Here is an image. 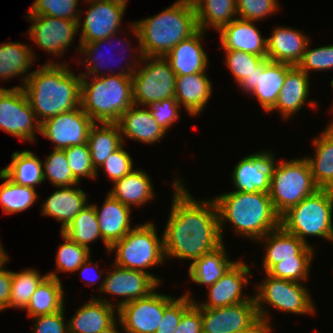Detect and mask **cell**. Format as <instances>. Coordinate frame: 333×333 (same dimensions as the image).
<instances>
[{"instance_id":"6da1fadb","label":"cell","mask_w":333,"mask_h":333,"mask_svg":"<svg viewBox=\"0 0 333 333\" xmlns=\"http://www.w3.org/2000/svg\"><path fill=\"white\" fill-rule=\"evenodd\" d=\"M172 185V207L161 235L164 256L193 263L224 242L220 236L217 207L211 198L194 199L182 180L176 179Z\"/></svg>"},{"instance_id":"7a4b0ae2","label":"cell","mask_w":333,"mask_h":333,"mask_svg":"<svg viewBox=\"0 0 333 333\" xmlns=\"http://www.w3.org/2000/svg\"><path fill=\"white\" fill-rule=\"evenodd\" d=\"M68 66L47 61L32 71L22 87L40 123L80 107L81 75H75Z\"/></svg>"},{"instance_id":"3957f363","label":"cell","mask_w":333,"mask_h":333,"mask_svg":"<svg viewBox=\"0 0 333 333\" xmlns=\"http://www.w3.org/2000/svg\"><path fill=\"white\" fill-rule=\"evenodd\" d=\"M129 50H134V54L139 51L138 56L126 68L122 67L121 72L113 74V69H109L110 75L101 72L100 77H92L93 81L81 76L80 107L95 123H117L134 104L132 75L141 64L143 53L139 47Z\"/></svg>"},{"instance_id":"277c9868","label":"cell","mask_w":333,"mask_h":333,"mask_svg":"<svg viewBox=\"0 0 333 333\" xmlns=\"http://www.w3.org/2000/svg\"><path fill=\"white\" fill-rule=\"evenodd\" d=\"M143 56L165 57L199 28L192 0H177L160 13L130 24Z\"/></svg>"},{"instance_id":"5b68a950","label":"cell","mask_w":333,"mask_h":333,"mask_svg":"<svg viewBox=\"0 0 333 333\" xmlns=\"http://www.w3.org/2000/svg\"><path fill=\"white\" fill-rule=\"evenodd\" d=\"M216 204L219 231L223 241V228L229 222L238 236L256 242L280 226L269 193L231 191L212 198Z\"/></svg>"},{"instance_id":"8992f818","label":"cell","mask_w":333,"mask_h":333,"mask_svg":"<svg viewBox=\"0 0 333 333\" xmlns=\"http://www.w3.org/2000/svg\"><path fill=\"white\" fill-rule=\"evenodd\" d=\"M332 221L333 189L319 188L280 217V225L305 243L308 236L333 243Z\"/></svg>"},{"instance_id":"52a82bcc","label":"cell","mask_w":333,"mask_h":333,"mask_svg":"<svg viewBox=\"0 0 333 333\" xmlns=\"http://www.w3.org/2000/svg\"><path fill=\"white\" fill-rule=\"evenodd\" d=\"M155 226L151 221L135 226L124 238L114 243L109 252L116 251L115 265L148 273L161 285V279L146 270L166 261L163 238H159Z\"/></svg>"},{"instance_id":"ba28073f","label":"cell","mask_w":333,"mask_h":333,"mask_svg":"<svg viewBox=\"0 0 333 333\" xmlns=\"http://www.w3.org/2000/svg\"><path fill=\"white\" fill-rule=\"evenodd\" d=\"M263 281L257 283L255 301L258 317L265 330L271 333L270 318L265 305L292 314H315V306L303 283L272 277L265 273Z\"/></svg>"},{"instance_id":"9c48e42d","label":"cell","mask_w":333,"mask_h":333,"mask_svg":"<svg viewBox=\"0 0 333 333\" xmlns=\"http://www.w3.org/2000/svg\"><path fill=\"white\" fill-rule=\"evenodd\" d=\"M318 189L307 160L304 157L292 158L278 162L271 178L269 196L276 213L281 217Z\"/></svg>"},{"instance_id":"30bf717a","label":"cell","mask_w":333,"mask_h":333,"mask_svg":"<svg viewBox=\"0 0 333 333\" xmlns=\"http://www.w3.org/2000/svg\"><path fill=\"white\" fill-rule=\"evenodd\" d=\"M132 75L134 105L146 106L166 98H175L176 74L165 57L143 56Z\"/></svg>"},{"instance_id":"8fae6325","label":"cell","mask_w":333,"mask_h":333,"mask_svg":"<svg viewBox=\"0 0 333 333\" xmlns=\"http://www.w3.org/2000/svg\"><path fill=\"white\" fill-rule=\"evenodd\" d=\"M40 127L23 89L0 87V130L33 143Z\"/></svg>"},{"instance_id":"7c38bea8","label":"cell","mask_w":333,"mask_h":333,"mask_svg":"<svg viewBox=\"0 0 333 333\" xmlns=\"http://www.w3.org/2000/svg\"><path fill=\"white\" fill-rule=\"evenodd\" d=\"M203 333L266 331L257 313L255 297L235 305L201 308Z\"/></svg>"},{"instance_id":"4fadbf2b","label":"cell","mask_w":333,"mask_h":333,"mask_svg":"<svg viewBox=\"0 0 333 333\" xmlns=\"http://www.w3.org/2000/svg\"><path fill=\"white\" fill-rule=\"evenodd\" d=\"M174 296L157 293L155 290L147 297L132 300L118 308V324L125 333H155L165 307Z\"/></svg>"},{"instance_id":"5bb4252c","label":"cell","mask_w":333,"mask_h":333,"mask_svg":"<svg viewBox=\"0 0 333 333\" xmlns=\"http://www.w3.org/2000/svg\"><path fill=\"white\" fill-rule=\"evenodd\" d=\"M89 3L88 10L85 11L86 17L84 22L78 21L80 45L84 43L94 42L109 38L113 34H117L122 23V17L127 9V2L118 0H85ZM82 24V29H80Z\"/></svg>"},{"instance_id":"9a60e30c","label":"cell","mask_w":333,"mask_h":333,"mask_svg":"<svg viewBox=\"0 0 333 333\" xmlns=\"http://www.w3.org/2000/svg\"><path fill=\"white\" fill-rule=\"evenodd\" d=\"M25 18L32 24L28 29V38L42 50L59 58L71 46L75 35L79 32L77 21L54 18L47 15H27Z\"/></svg>"},{"instance_id":"2e32d148","label":"cell","mask_w":333,"mask_h":333,"mask_svg":"<svg viewBox=\"0 0 333 333\" xmlns=\"http://www.w3.org/2000/svg\"><path fill=\"white\" fill-rule=\"evenodd\" d=\"M95 122L81 107L60 113L41 123L40 134L54 143V149L86 144Z\"/></svg>"},{"instance_id":"e0dca14e","label":"cell","mask_w":333,"mask_h":333,"mask_svg":"<svg viewBox=\"0 0 333 333\" xmlns=\"http://www.w3.org/2000/svg\"><path fill=\"white\" fill-rule=\"evenodd\" d=\"M271 150L253 153L242 158L233 168L234 190L244 193L270 191L271 178L278 164Z\"/></svg>"},{"instance_id":"ac0fdd59","label":"cell","mask_w":333,"mask_h":333,"mask_svg":"<svg viewBox=\"0 0 333 333\" xmlns=\"http://www.w3.org/2000/svg\"><path fill=\"white\" fill-rule=\"evenodd\" d=\"M113 267L114 270H110L104 276L98 291L122 297L115 304L117 309L132 300L147 297L157 287H160L148 273L115 264Z\"/></svg>"},{"instance_id":"d6986e66","label":"cell","mask_w":333,"mask_h":333,"mask_svg":"<svg viewBox=\"0 0 333 333\" xmlns=\"http://www.w3.org/2000/svg\"><path fill=\"white\" fill-rule=\"evenodd\" d=\"M293 65L273 62L265 58L256 71L246 78L239 87L255 96L262 109L269 112L276 104L279 92L284 85L287 72Z\"/></svg>"},{"instance_id":"ffe728a7","label":"cell","mask_w":333,"mask_h":333,"mask_svg":"<svg viewBox=\"0 0 333 333\" xmlns=\"http://www.w3.org/2000/svg\"><path fill=\"white\" fill-rule=\"evenodd\" d=\"M249 276L253 277L248 264L241 259L236 260L216 283L207 287L209 293L206 301L200 303L195 300V304L200 308H218L251 300L254 294L246 296L242 293L243 288L249 284Z\"/></svg>"},{"instance_id":"44dd1931","label":"cell","mask_w":333,"mask_h":333,"mask_svg":"<svg viewBox=\"0 0 333 333\" xmlns=\"http://www.w3.org/2000/svg\"><path fill=\"white\" fill-rule=\"evenodd\" d=\"M264 243L263 272L267 273L275 264L288 259H313L314 248L309 243L287 232L281 225L267 233L257 242Z\"/></svg>"},{"instance_id":"7402d4cb","label":"cell","mask_w":333,"mask_h":333,"mask_svg":"<svg viewBox=\"0 0 333 333\" xmlns=\"http://www.w3.org/2000/svg\"><path fill=\"white\" fill-rule=\"evenodd\" d=\"M255 21L236 18L221 28L220 44L224 51H244L267 58V38H263Z\"/></svg>"},{"instance_id":"603a6c76","label":"cell","mask_w":333,"mask_h":333,"mask_svg":"<svg viewBox=\"0 0 333 333\" xmlns=\"http://www.w3.org/2000/svg\"><path fill=\"white\" fill-rule=\"evenodd\" d=\"M106 298L97 297L85 302L68 321L69 332L102 333L118 320V309ZM116 314V315H115ZM116 319V320H115Z\"/></svg>"},{"instance_id":"cb8c5ba5","label":"cell","mask_w":333,"mask_h":333,"mask_svg":"<svg viewBox=\"0 0 333 333\" xmlns=\"http://www.w3.org/2000/svg\"><path fill=\"white\" fill-rule=\"evenodd\" d=\"M105 198L101 208L95 204L92 205L99 222L102 241L109 251L114 243L124 238L134 227L131 225V208L122 204L109 193Z\"/></svg>"},{"instance_id":"d4e9b609","label":"cell","mask_w":333,"mask_h":333,"mask_svg":"<svg viewBox=\"0 0 333 333\" xmlns=\"http://www.w3.org/2000/svg\"><path fill=\"white\" fill-rule=\"evenodd\" d=\"M205 31L198 30L188 39L179 42L165 56L176 76L207 72L209 59L202 47Z\"/></svg>"},{"instance_id":"484cf974","label":"cell","mask_w":333,"mask_h":333,"mask_svg":"<svg viewBox=\"0 0 333 333\" xmlns=\"http://www.w3.org/2000/svg\"><path fill=\"white\" fill-rule=\"evenodd\" d=\"M271 34L267 38V58L273 62L297 66L310 42L307 34L284 26L274 27Z\"/></svg>"},{"instance_id":"4316f807","label":"cell","mask_w":333,"mask_h":333,"mask_svg":"<svg viewBox=\"0 0 333 333\" xmlns=\"http://www.w3.org/2000/svg\"><path fill=\"white\" fill-rule=\"evenodd\" d=\"M137 107V105L133 104L121 115L117 122L120 127L123 144L126 137L149 145L164 138L167 132L157 124L146 106L145 108L144 106L143 108Z\"/></svg>"},{"instance_id":"83f0119b","label":"cell","mask_w":333,"mask_h":333,"mask_svg":"<svg viewBox=\"0 0 333 333\" xmlns=\"http://www.w3.org/2000/svg\"><path fill=\"white\" fill-rule=\"evenodd\" d=\"M75 185L58 187L41 205L43 216L53 217L61 222V231L87 205V195Z\"/></svg>"},{"instance_id":"f1b7e54d","label":"cell","mask_w":333,"mask_h":333,"mask_svg":"<svg viewBox=\"0 0 333 333\" xmlns=\"http://www.w3.org/2000/svg\"><path fill=\"white\" fill-rule=\"evenodd\" d=\"M212 94V83L206 72L177 76L175 99L192 117L203 112Z\"/></svg>"},{"instance_id":"f546056e","label":"cell","mask_w":333,"mask_h":333,"mask_svg":"<svg viewBox=\"0 0 333 333\" xmlns=\"http://www.w3.org/2000/svg\"><path fill=\"white\" fill-rule=\"evenodd\" d=\"M309 80L308 74L293 66L286 74L275 106L268 113L278 110L284 120L292 118L291 116L299 112L308 101Z\"/></svg>"},{"instance_id":"4dcf8cb0","label":"cell","mask_w":333,"mask_h":333,"mask_svg":"<svg viewBox=\"0 0 333 333\" xmlns=\"http://www.w3.org/2000/svg\"><path fill=\"white\" fill-rule=\"evenodd\" d=\"M151 181L146 172L137 168L113 182V188L108 193L129 208L142 207L155 197L154 185Z\"/></svg>"},{"instance_id":"1f68e13d","label":"cell","mask_w":333,"mask_h":333,"mask_svg":"<svg viewBox=\"0 0 333 333\" xmlns=\"http://www.w3.org/2000/svg\"><path fill=\"white\" fill-rule=\"evenodd\" d=\"M313 140L315 155L307 160L315 184L320 189H333V120Z\"/></svg>"},{"instance_id":"d6a6232c","label":"cell","mask_w":333,"mask_h":333,"mask_svg":"<svg viewBox=\"0 0 333 333\" xmlns=\"http://www.w3.org/2000/svg\"><path fill=\"white\" fill-rule=\"evenodd\" d=\"M37 56L30 46L21 42H6L0 45V80L7 81L17 76L22 77L23 84L12 88H22L27 78L32 73L29 72ZM32 64V65H31Z\"/></svg>"},{"instance_id":"836d02e7","label":"cell","mask_w":333,"mask_h":333,"mask_svg":"<svg viewBox=\"0 0 333 333\" xmlns=\"http://www.w3.org/2000/svg\"><path fill=\"white\" fill-rule=\"evenodd\" d=\"M37 287L27 305V315L36 317L50 315L65 309L64 290L57 272L51 271Z\"/></svg>"},{"instance_id":"e575fe53","label":"cell","mask_w":333,"mask_h":333,"mask_svg":"<svg viewBox=\"0 0 333 333\" xmlns=\"http://www.w3.org/2000/svg\"><path fill=\"white\" fill-rule=\"evenodd\" d=\"M87 144L92 164L97 171V178L99 167L123 144L119 125L117 123H95L90 128Z\"/></svg>"},{"instance_id":"d590c367","label":"cell","mask_w":333,"mask_h":333,"mask_svg":"<svg viewBox=\"0 0 333 333\" xmlns=\"http://www.w3.org/2000/svg\"><path fill=\"white\" fill-rule=\"evenodd\" d=\"M235 262L229 259L223 242L215 250L190 263L188 275L192 282L209 287L216 283Z\"/></svg>"},{"instance_id":"8d00e7d4","label":"cell","mask_w":333,"mask_h":333,"mask_svg":"<svg viewBox=\"0 0 333 333\" xmlns=\"http://www.w3.org/2000/svg\"><path fill=\"white\" fill-rule=\"evenodd\" d=\"M11 159L1 171L14 183L35 188L44 182L42 160L33 151H15Z\"/></svg>"},{"instance_id":"74e56055","label":"cell","mask_w":333,"mask_h":333,"mask_svg":"<svg viewBox=\"0 0 333 333\" xmlns=\"http://www.w3.org/2000/svg\"><path fill=\"white\" fill-rule=\"evenodd\" d=\"M197 25L205 31L209 26L219 31L237 18L236 0H192Z\"/></svg>"},{"instance_id":"f35d334b","label":"cell","mask_w":333,"mask_h":333,"mask_svg":"<svg viewBox=\"0 0 333 333\" xmlns=\"http://www.w3.org/2000/svg\"><path fill=\"white\" fill-rule=\"evenodd\" d=\"M0 179L5 180L0 185V205L5 214L24 212L38 200L39 196L34 187L16 184L2 171Z\"/></svg>"},{"instance_id":"ab89813d","label":"cell","mask_w":333,"mask_h":333,"mask_svg":"<svg viewBox=\"0 0 333 333\" xmlns=\"http://www.w3.org/2000/svg\"><path fill=\"white\" fill-rule=\"evenodd\" d=\"M60 232L68 236L77 244L91 250V247L89 246L91 242L96 241L98 238L102 240L94 206L92 204H87L67 225V227Z\"/></svg>"},{"instance_id":"60d3db41","label":"cell","mask_w":333,"mask_h":333,"mask_svg":"<svg viewBox=\"0 0 333 333\" xmlns=\"http://www.w3.org/2000/svg\"><path fill=\"white\" fill-rule=\"evenodd\" d=\"M48 274L41 275L33 268L12 272L11 294L8 308L26 309L31 296Z\"/></svg>"},{"instance_id":"b9f144b4","label":"cell","mask_w":333,"mask_h":333,"mask_svg":"<svg viewBox=\"0 0 333 333\" xmlns=\"http://www.w3.org/2000/svg\"><path fill=\"white\" fill-rule=\"evenodd\" d=\"M51 152L42 161L44 181L48 179L56 187L77 186L80 182L73 176L64 150L53 149Z\"/></svg>"},{"instance_id":"7bdbcfd3","label":"cell","mask_w":333,"mask_h":333,"mask_svg":"<svg viewBox=\"0 0 333 333\" xmlns=\"http://www.w3.org/2000/svg\"><path fill=\"white\" fill-rule=\"evenodd\" d=\"M64 243L60 244L56 254L57 272H76V270L91 257L90 249L72 241L61 232Z\"/></svg>"},{"instance_id":"ee69618b","label":"cell","mask_w":333,"mask_h":333,"mask_svg":"<svg viewBox=\"0 0 333 333\" xmlns=\"http://www.w3.org/2000/svg\"><path fill=\"white\" fill-rule=\"evenodd\" d=\"M78 2L79 0H34L27 14L47 15L78 22L81 19V14H83L77 8Z\"/></svg>"},{"instance_id":"f6af8a7d","label":"cell","mask_w":333,"mask_h":333,"mask_svg":"<svg viewBox=\"0 0 333 333\" xmlns=\"http://www.w3.org/2000/svg\"><path fill=\"white\" fill-rule=\"evenodd\" d=\"M265 58L258 55H253L246 53L244 51H225V63L231 74L235 78L237 85H240L246 78L251 76L255 71L257 66Z\"/></svg>"},{"instance_id":"bcb514c9","label":"cell","mask_w":333,"mask_h":333,"mask_svg":"<svg viewBox=\"0 0 333 333\" xmlns=\"http://www.w3.org/2000/svg\"><path fill=\"white\" fill-rule=\"evenodd\" d=\"M73 176L80 182L81 178L96 179V170L91 161L88 144L70 146L63 149ZM83 176V177H82Z\"/></svg>"},{"instance_id":"7dc6e473","label":"cell","mask_w":333,"mask_h":333,"mask_svg":"<svg viewBox=\"0 0 333 333\" xmlns=\"http://www.w3.org/2000/svg\"><path fill=\"white\" fill-rule=\"evenodd\" d=\"M190 292L174 298L164 309V314L155 333H174L182 315L194 304Z\"/></svg>"},{"instance_id":"c3c4849f","label":"cell","mask_w":333,"mask_h":333,"mask_svg":"<svg viewBox=\"0 0 333 333\" xmlns=\"http://www.w3.org/2000/svg\"><path fill=\"white\" fill-rule=\"evenodd\" d=\"M310 42L308 43L301 61L297 67L309 75V72L328 71L333 69V45L320 46L311 49ZM309 47V48H308Z\"/></svg>"},{"instance_id":"681fc988","label":"cell","mask_w":333,"mask_h":333,"mask_svg":"<svg viewBox=\"0 0 333 333\" xmlns=\"http://www.w3.org/2000/svg\"><path fill=\"white\" fill-rule=\"evenodd\" d=\"M312 259H288L275 264L267 274L295 282L305 283L309 278Z\"/></svg>"},{"instance_id":"f907efd6","label":"cell","mask_w":333,"mask_h":333,"mask_svg":"<svg viewBox=\"0 0 333 333\" xmlns=\"http://www.w3.org/2000/svg\"><path fill=\"white\" fill-rule=\"evenodd\" d=\"M116 35L117 34H113L109 38L98 40V41H94V42L84 43L83 45H80V51H79V53L81 54L80 56H82V57L84 56L85 58H87L86 61H85L86 63H84V65L86 66L85 69L87 71L85 73H83V74L81 73L80 74L81 76L100 77L102 75V74H100V71L103 70L102 68L104 67L103 65L105 64L103 60H105V59H101V57L103 56V54L100 53L101 52L100 48L103 45L105 46L108 43V41H110L113 38L117 37ZM116 41L119 44L123 43V42L118 41V40H116ZM121 47H122V49L124 48V46H121ZM101 49H103V48H101ZM122 51L124 53V50H122ZM123 59H124V57H123ZM102 62H103V64H102ZM100 65H101V67H100ZM119 67L121 68L120 65H119Z\"/></svg>"},{"instance_id":"816d5d0a","label":"cell","mask_w":333,"mask_h":333,"mask_svg":"<svg viewBox=\"0 0 333 333\" xmlns=\"http://www.w3.org/2000/svg\"><path fill=\"white\" fill-rule=\"evenodd\" d=\"M277 0H236L237 17L260 21L276 13L280 7Z\"/></svg>"},{"instance_id":"f5cc1de1","label":"cell","mask_w":333,"mask_h":333,"mask_svg":"<svg viewBox=\"0 0 333 333\" xmlns=\"http://www.w3.org/2000/svg\"><path fill=\"white\" fill-rule=\"evenodd\" d=\"M146 108L150 111L158 125L166 132L180 118V104L175 98H166L159 102L149 103Z\"/></svg>"},{"instance_id":"db71d44e","label":"cell","mask_w":333,"mask_h":333,"mask_svg":"<svg viewBox=\"0 0 333 333\" xmlns=\"http://www.w3.org/2000/svg\"><path fill=\"white\" fill-rule=\"evenodd\" d=\"M101 168L105 170L108 178L115 182L130 174L133 169V160L130 154L123 148V144L104 161Z\"/></svg>"},{"instance_id":"11a10c76","label":"cell","mask_w":333,"mask_h":333,"mask_svg":"<svg viewBox=\"0 0 333 333\" xmlns=\"http://www.w3.org/2000/svg\"><path fill=\"white\" fill-rule=\"evenodd\" d=\"M65 309L50 315L34 317L33 333H68V324H65Z\"/></svg>"},{"instance_id":"9f6ffc18","label":"cell","mask_w":333,"mask_h":333,"mask_svg":"<svg viewBox=\"0 0 333 333\" xmlns=\"http://www.w3.org/2000/svg\"><path fill=\"white\" fill-rule=\"evenodd\" d=\"M174 333H203L201 308L194 304L182 315Z\"/></svg>"},{"instance_id":"6f0895ef","label":"cell","mask_w":333,"mask_h":333,"mask_svg":"<svg viewBox=\"0 0 333 333\" xmlns=\"http://www.w3.org/2000/svg\"><path fill=\"white\" fill-rule=\"evenodd\" d=\"M5 264L0 267V308L8 309L11 294L12 271L4 268Z\"/></svg>"},{"instance_id":"680465c9","label":"cell","mask_w":333,"mask_h":333,"mask_svg":"<svg viewBox=\"0 0 333 333\" xmlns=\"http://www.w3.org/2000/svg\"><path fill=\"white\" fill-rule=\"evenodd\" d=\"M91 258H88L77 270H76V272L78 271H80V273H81V275H83V277H85L86 276V274H89L94 268H95V270L97 269V268H99V265H94L93 266V261L92 260H90ZM89 272V273H88ZM95 275L94 276H92V278H89V276L87 277H85L84 278V280L85 281H88L87 283V285L88 286H90V285H94V283L96 282V281H99V279L101 278V274H103L104 275V271H100L99 270V272L96 270L95 271ZM99 276H98V275ZM92 275V274H91ZM83 277L81 278L82 280H83ZM94 277V278H93ZM91 283V284H90Z\"/></svg>"},{"instance_id":"91938a15","label":"cell","mask_w":333,"mask_h":333,"mask_svg":"<svg viewBox=\"0 0 333 333\" xmlns=\"http://www.w3.org/2000/svg\"><path fill=\"white\" fill-rule=\"evenodd\" d=\"M9 260L8 254L3 249L2 244L0 243V267L6 264Z\"/></svg>"},{"instance_id":"94428289","label":"cell","mask_w":333,"mask_h":333,"mask_svg":"<svg viewBox=\"0 0 333 333\" xmlns=\"http://www.w3.org/2000/svg\"><path fill=\"white\" fill-rule=\"evenodd\" d=\"M117 323H118V321L114 325H112L109 329H107L105 332H102V333H121L117 329V327H118V326H116V325H118Z\"/></svg>"},{"instance_id":"6125c7cd","label":"cell","mask_w":333,"mask_h":333,"mask_svg":"<svg viewBox=\"0 0 333 333\" xmlns=\"http://www.w3.org/2000/svg\"><path fill=\"white\" fill-rule=\"evenodd\" d=\"M231 333H268L267 331H240V332H231Z\"/></svg>"},{"instance_id":"be15d7a7","label":"cell","mask_w":333,"mask_h":333,"mask_svg":"<svg viewBox=\"0 0 333 333\" xmlns=\"http://www.w3.org/2000/svg\"><path fill=\"white\" fill-rule=\"evenodd\" d=\"M331 87L333 88V79L331 80ZM332 110H333V107H332Z\"/></svg>"},{"instance_id":"e7e4bbea","label":"cell","mask_w":333,"mask_h":333,"mask_svg":"<svg viewBox=\"0 0 333 333\" xmlns=\"http://www.w3.org/2000/svg\"><path fill=\"white\" fill-rule=\"evenodd\" d=\"M118 1H120V2H128V0H118Z\"/></svg>"}]
</instances>
